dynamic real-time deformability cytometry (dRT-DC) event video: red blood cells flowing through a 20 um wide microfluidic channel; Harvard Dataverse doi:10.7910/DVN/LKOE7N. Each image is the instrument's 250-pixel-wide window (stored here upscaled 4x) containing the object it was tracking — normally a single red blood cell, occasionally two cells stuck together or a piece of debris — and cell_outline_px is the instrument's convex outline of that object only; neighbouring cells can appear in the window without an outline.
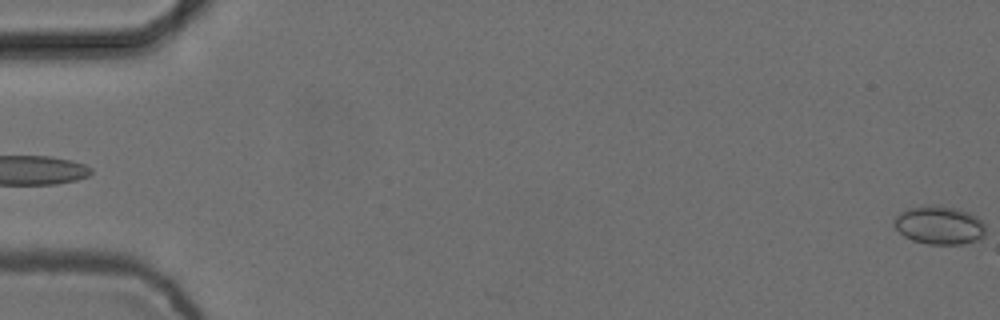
{"species": "common noctule bat (a hibernating species)", "species_latin": "Nyctalus noctula", "temperature_condition": "cold", "stored_images_in_passage": 5, "camera_frame_rate_fps": 3000, "um_per_image_px": 0.085, "animal": {"sex": "female", "body_mass_g": 24.6, "forearm_length_mm": 56.2}, "frame": {"image": 1, "passage_image": 5, "time_ms": 1.333, "image_size_px": [1000, 320], "cell_outline_px": [[984, 236], [980, 240], [960, 244], [928, 244], [912, 240], [904, 236], [892, 224], [892, 220], [900, 212], [908, 208], [928, 204], [940, 204], [956, 208], [968, 212], [976, 216], [984, 224]], "centroid_in_image_um": [79.81, 19.12], "position_along_channel_um": 5.2, "area_um2": 20.75}}